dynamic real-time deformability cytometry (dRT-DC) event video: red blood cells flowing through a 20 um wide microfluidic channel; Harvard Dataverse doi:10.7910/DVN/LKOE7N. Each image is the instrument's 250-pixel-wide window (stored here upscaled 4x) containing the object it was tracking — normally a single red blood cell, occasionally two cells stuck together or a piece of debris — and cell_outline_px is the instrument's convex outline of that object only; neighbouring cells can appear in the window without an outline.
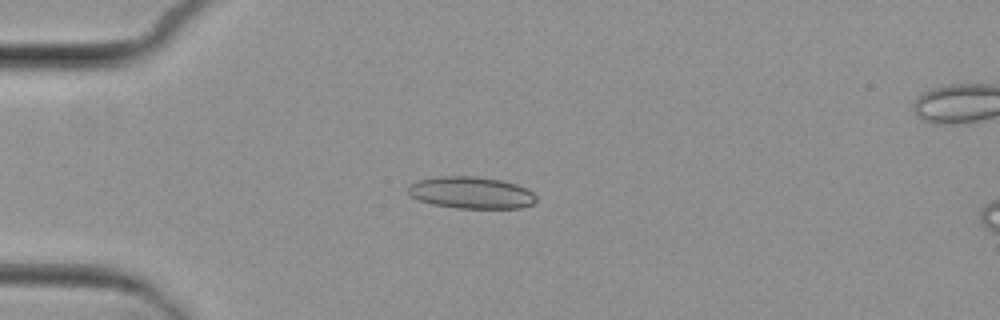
{"species": "common noctule bat (a hibernating species)", "species_latin": "Nyctalus noctula", "temperature_condition": "cold", "stored_images_in_passage": 6, "camera_frame_rate_fps": 3000, "um_per_image_px": 0.085, "animal": {"sex": "female", "body_mass_g": 29.2, "forearm_length_mm": 56.3}, "frame": {"image": 1, "passage_image": 4, "time_ms": 4.0, "image_size_px": [1000, 320], "cell_outline_px": [[536, 200], [532, 204], [520, 208], [456, 208], [432, 204], [420, 200], [412, 196], [408, 192], [408, 184], [420, 180], [440, 176], [476, 176], [500, 180], [516, 184], [532, 192], [536, 196]], "centroid_in_image_um": [40.04, 16.38], "position_along_channel_um": 45.0, "area_um2": 23.64}}
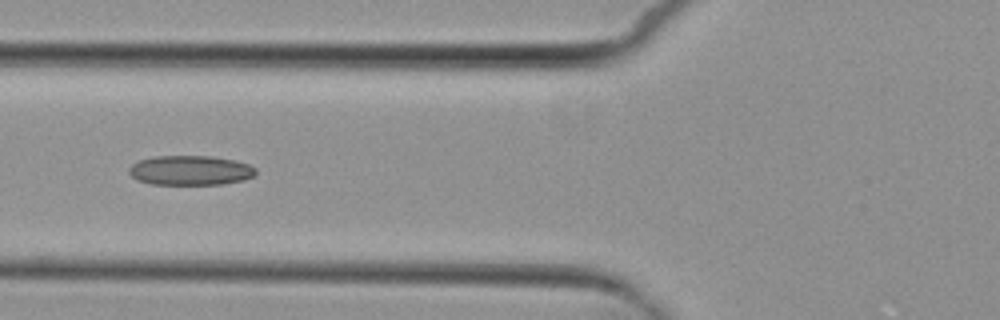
{"frame": {"image": 2, "passage_image": 6, "time_ms": 6.333, "image_size_px": [1000, 320], "cell_outline_px": [[256, 176], [244, 180], [224, 184], [152, 184], [136, 180], [128, 172], [128, 168], [132, 164], [140, 160], [156, 156], [212, 156], [232, 160], [248, 164], [256, 168]], "centroid_in_image_um": [16.19, 14.48], "position_along_channel_um": 109.6, "area_um2": 21.96}}